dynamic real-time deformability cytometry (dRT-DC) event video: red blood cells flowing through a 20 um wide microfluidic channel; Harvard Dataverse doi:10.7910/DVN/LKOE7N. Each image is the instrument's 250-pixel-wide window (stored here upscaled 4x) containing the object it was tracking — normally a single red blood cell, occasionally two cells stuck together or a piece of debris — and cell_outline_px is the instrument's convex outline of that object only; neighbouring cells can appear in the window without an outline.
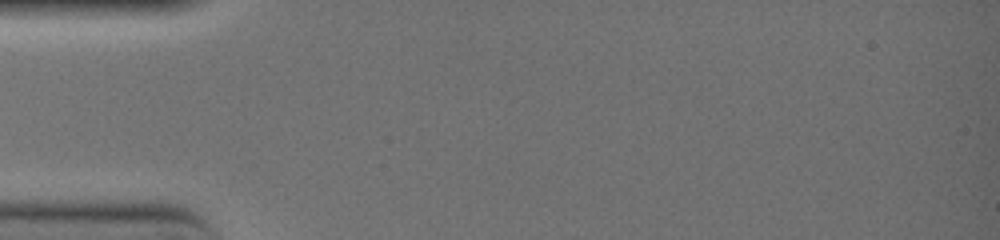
{"species": "common noctule bat (a hibernating species)", "species_latin": "Nyctalus noctula", "temperature_condition": "warm", "stored_images_in_passage": 2, "camera_frame_rate_fps": 3000, "um_per_image_px": 0.085, "animal": {"sex": "female", "body_mass_g": 19.0, "forearm_length_mm": 51.5}, "frame": {"image": 1, "passage_image": 1, "time_ms": 0.0, "image_size_px": [1000, 240], "cell_outline_px": [[168, 168], [36, 168], [28, 164], [32, 160], [40, 156], [112, 156], [164, 160]], "centroid_in_image_um": [8.13, 13.8], "position_along_channel_um": 76.9, "area_um2": 10.75}}